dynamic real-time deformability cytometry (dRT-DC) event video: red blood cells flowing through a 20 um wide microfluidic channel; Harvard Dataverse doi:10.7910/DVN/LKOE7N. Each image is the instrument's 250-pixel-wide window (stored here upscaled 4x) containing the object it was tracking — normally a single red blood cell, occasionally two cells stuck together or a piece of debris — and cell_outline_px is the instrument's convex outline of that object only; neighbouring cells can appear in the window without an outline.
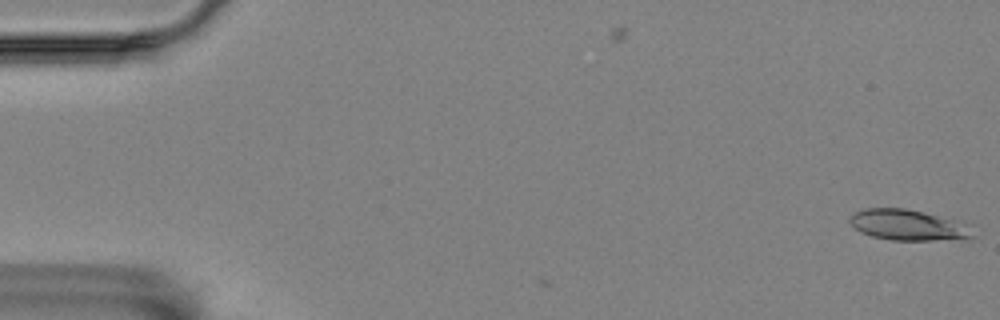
{"species": "Egyptian fruit bat (a non-hibernating species)", "species_latin": "Rousettus aegyptiacus", "temperature_condition": "room temperature", "stored_images_in_passage": 3, "camera_frame_rate_fps": 3000, "um_per_image_px": 0.085, "animal": {"sex": "female"}, "frame": {"image": 1, "passage_image": 1, "time_ms": 0.0, "image_size_px": [1000, 320], "cell_outline_px": [[976, 236], [968, 240], [892, 240], [872, 236], [860, 232], [848, 220], [852, 212], [864, 208], [904, 208], [924, 212], [956, 220]], "centroid_in_image_um": [77.15, 19.13], "position_along_channel_um": 7.8, "area_um2": 22.02}}